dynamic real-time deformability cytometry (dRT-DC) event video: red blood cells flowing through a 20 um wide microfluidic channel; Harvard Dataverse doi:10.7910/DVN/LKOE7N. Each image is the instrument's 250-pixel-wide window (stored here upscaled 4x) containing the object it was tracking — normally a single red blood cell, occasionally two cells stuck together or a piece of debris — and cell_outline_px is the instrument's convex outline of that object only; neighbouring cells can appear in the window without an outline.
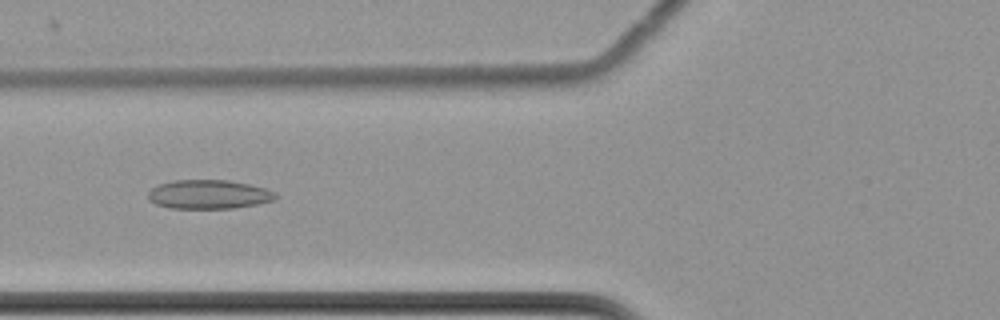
{"species": "common noctule bat (a hibernating species)", "species_latin": "Nyctalus noctula", "temperature_condition": "cold", "stored_images_in_passage": 42, "camera_frame_rate_fps": 3000, "um_per_image_px": 0.085, "animal": {"sex": "female", "body_mass_g": 22.7, "forearm_length_mm": 54.2}, "frame": {"image": 1, "passage_image": 6, "time_ms": 1.667, "image_size_px": [1000, 320], "cell_outline_px": [[276, 200], [236, 208], [172, 208], [156, 204], [148, 200], [148, 192], [156, 184], [172, 180], [228, 180], [248, 184], [264, 188], [276, 192]], "centroid_in_image_um": [17.72, 16.52], "position_along_channel_um": 108.1, "area_um2": 21.62}}
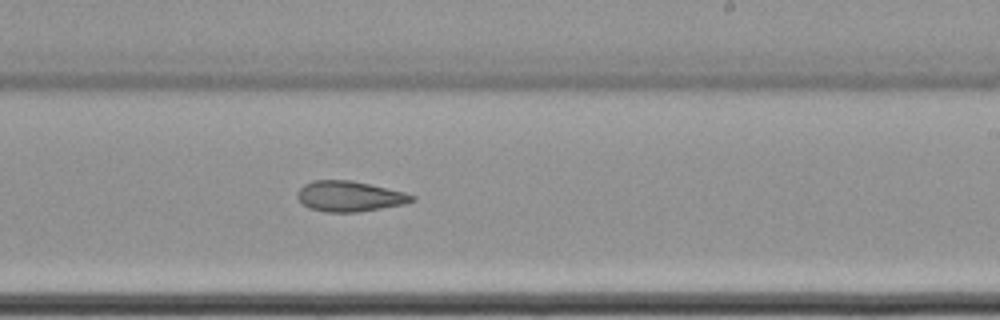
{"frame": {"image": 2, "passage_image": 19, "time_ms": 6.0, "image_size_px": [1000, 320], "cell_outline_px": [[416, 200], [404, 204], [356, 212], [324, 212], [308, 208], [296, 196], [300, 188], [304, 184], [312, 180], [352, 180], [404, 192], [416, 196]], "centroid_in_image_um": [29.7, 16.68], "position_along_channel_um": 259.3, "area_um2": 20.29}}
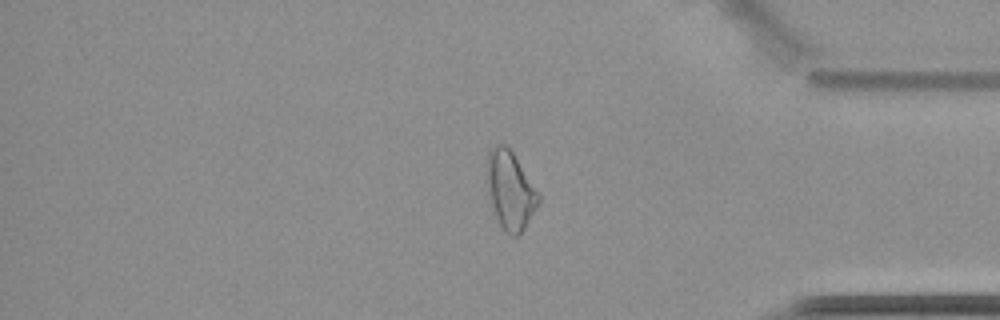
{"frame": {"image": 3, "passage_image": 32, "time_ms": 10.333, "image_size_px": [1000, 320], "cell_outline_px": [[540, 204], [524, 228], [516, 236], [512, 236], [500, 224], [496, 216], [492, 204], [488, 184], [488, 152], [492, 144], [504, 144], [512, 152], [540, 196]], "centroid_in_image_um": [43.39, 16.16], "position_along_channel_um": 391.8, "area_um2": 22.66}}